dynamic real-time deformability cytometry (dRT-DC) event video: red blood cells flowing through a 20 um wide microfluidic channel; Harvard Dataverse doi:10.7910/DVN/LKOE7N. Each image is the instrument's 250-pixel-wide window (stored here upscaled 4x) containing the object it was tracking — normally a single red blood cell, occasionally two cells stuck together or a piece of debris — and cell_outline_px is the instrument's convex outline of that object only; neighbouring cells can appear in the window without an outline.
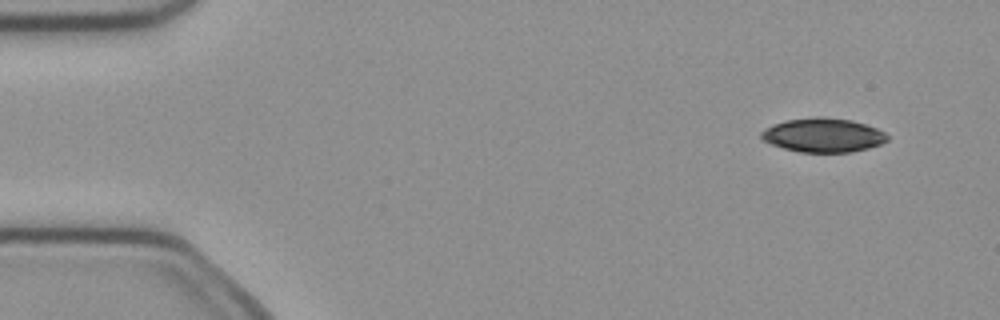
{"species": "common noctule bat (a hibernating species)", "species_latin": "Nyctalus noctula", "temperature_condition": "cold", "stored_images_in_passage": 4, "camera_frame_rate_fps": 3000, "um_per_image_px": 0.085, "animal": {"sex": "female", "body_mass_g": 21.9}, "frame": {"image": 1, "passage_image": 1, "time_ms": 0.0, "image_size_px": [1000, 320], "cell_outline_px": [[888, 140], [880, 144], [868, 148], [848, 152], [800, 152], [784, 148], [772, 144], [764, 140], [760, 136], [760, 132], [764, 128], [772, 124], [788, 120], [816, 116], [824, 116], [852, 120], [876, 128], [884, 132], [888, 136]], "centroid_in_image_um": [69.95, 11.47], "position_along_channel_um": 15.0, "area_um2": 24.97}}
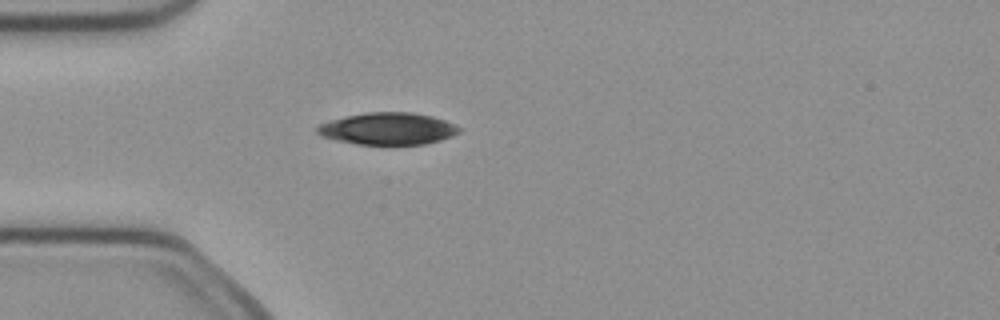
{"frame": {"image": 2, "passage_image": 4, "time_ms": 1.0, "image_size_px": [1000, 320], "cell_outline_px": [[460, 132], [452, 136], [440, 140], [424, 144], [356, 144], [336, 140], [320, 136], [316, 132], [316, 128], [320, 124], [344, 116], [368, 112], [412, 112], [432, 116], [444, 120], [460, 128]], "centroid_in_image_um": [32.94, 10.93], "position_along_channel_um": 52.1, "area_um2": 26.36}}